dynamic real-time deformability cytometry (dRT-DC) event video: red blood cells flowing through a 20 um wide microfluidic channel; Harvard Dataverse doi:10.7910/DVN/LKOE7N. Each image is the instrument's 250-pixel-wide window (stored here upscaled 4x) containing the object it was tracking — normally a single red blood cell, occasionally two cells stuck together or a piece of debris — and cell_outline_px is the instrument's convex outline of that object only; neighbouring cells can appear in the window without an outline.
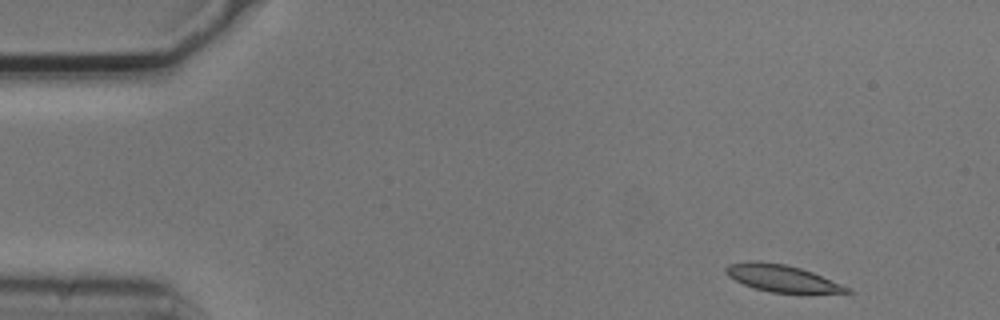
{"species": "common noctule bat (a hibernating species)", "species_latin": "Nyctalus noctula", "temperature_condition": "cold", "stored_images_in_passage": 2, "camera_frame_rate_fps": 3000, "um_per_image_px": 0.085, "animal": {"sex": "male", "body_mass_g": 20.5, "forearm_length_mm": 52.5}, "frame": {"image": 1, "passage_image": 2, "time_ms": 0.333, "image_size_px": [1000, 320], "cell_outline_px": [[852, 292], [772, 292], [752, 288], [728, 276], [724, 272], [724, 268], [728, 264], [752, 260], [756, 260], [784, 264], [800, 268], [812, 272], [852, 288]], "centroid_in_image_um": [66.41, 23.63], "position_along_channel_um": 18.6, "area_um2": 18.79}}